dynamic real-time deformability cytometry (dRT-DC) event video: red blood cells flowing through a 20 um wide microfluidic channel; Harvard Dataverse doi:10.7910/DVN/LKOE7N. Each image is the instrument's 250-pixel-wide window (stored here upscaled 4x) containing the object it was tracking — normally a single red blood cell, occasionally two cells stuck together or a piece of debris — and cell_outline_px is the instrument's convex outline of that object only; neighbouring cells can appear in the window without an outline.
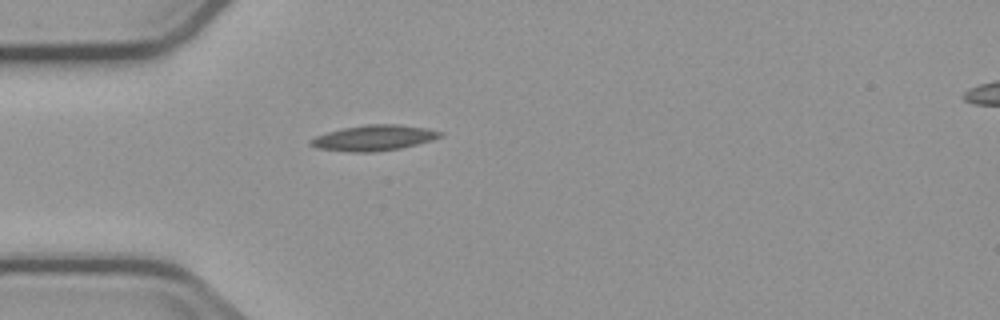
{"species": "common noctule bat (a hibernating species)", "species_latin": "Nyctalus noctula", "temperature_condition": "cold", "stored_images_in_passage": 1, "camera_frame_rate_fps": 3000, "um_per_image_px": 0.085, "animal": {"sex": "male", "body_mass_g": 23.1, "forearm_length_mm": 52.7}, "frame": {"image": 1, "passage_image": 1, "time_ms": 0.0, "image_size_px": [1000, 320], "cell_outline_px": [[444, 136], [432, 140], [400, 148], [372, 152], [352, 152], [316, 148], [308, 144], [308, 140], [316, 136], [328, 132], [344, 128], [368, 124], [396, 124], [424, 128], [444, 132]], "centroid_in_image_um": [31.76, 11.72], "position_along_channel_um": 53.2, "area_um2": 19.19}}